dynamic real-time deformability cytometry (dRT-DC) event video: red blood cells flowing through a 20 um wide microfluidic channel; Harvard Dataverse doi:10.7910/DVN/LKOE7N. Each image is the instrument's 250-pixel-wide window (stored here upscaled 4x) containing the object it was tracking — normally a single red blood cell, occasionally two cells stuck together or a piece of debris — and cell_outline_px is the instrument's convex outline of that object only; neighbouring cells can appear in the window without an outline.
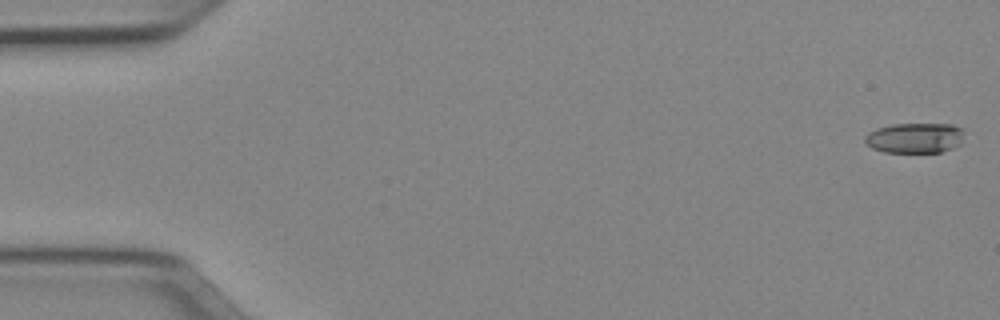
{"species": "Egyptian fruit bat (a non-hibernating species)", "species_latin": "Rousettus aegyptiacus", "temperature_condition": "cold", "stored_images_in_passage": 51, "camera_frame_rate_fps": 3000, "um_per_image_px": 0.085, "animal": {"sex": "female"}, "frame": {"image": 1, "passage_image": 1, "time_ms": 0.0, "image_size_px": [1000, 320], "cell_outline_px": [[964, 132], [960, 144], [952, 148], [940, 152], [884, 152], [872, 148], [864, 140], [864, 136], [868, 132], [876, 128], [892, 124], [952, 124], [964, 128]], "centroid_in_image_um": [77.77, 11.71], "position_along_channel_um": 7.2, "area_um2": 17.63}}
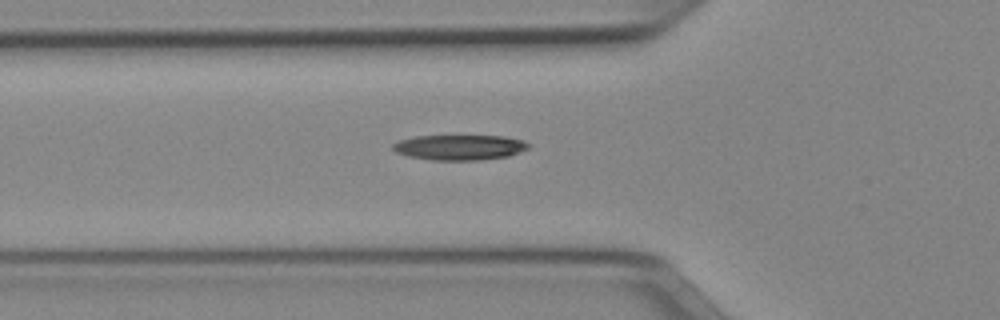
{"frame": {"image": 2, "passage_image": 18, "time_ms": 5.667, "image_size_px": [1000, 320], "cell_outline_px": [[528, 148], [520, 152], [508, 156], [480, 160], [432, 160], [408, 156], [396, 152], [392, 148], [392, 144], [400, 140], [416, 136], [504, 136], [524, 140], [528, 144]], "centroid_in_image_um": [39.06, 12.52], "position_along_channel_um": 86.7, "area_um2": 19.88}}
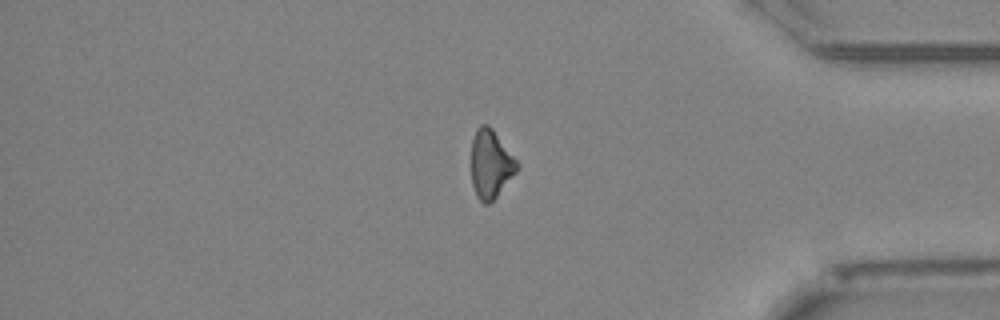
{"frame": {"image": 3, "passage_image": 43, "time_ms": 14.0, "image_size_px": [1000, 320], "cell_outline_px": [[520, 164], [516, 172], [496, 196], [488, 204], [484, 204], [476, 196], [472, 184], [472, 140], [476, 128], [480, 124], [488, 124], [492, 128]], "centroid_in_image_um": [41.7, 13.92], "position_along_channel_um": 393.5, "area_um2": 18.09}}